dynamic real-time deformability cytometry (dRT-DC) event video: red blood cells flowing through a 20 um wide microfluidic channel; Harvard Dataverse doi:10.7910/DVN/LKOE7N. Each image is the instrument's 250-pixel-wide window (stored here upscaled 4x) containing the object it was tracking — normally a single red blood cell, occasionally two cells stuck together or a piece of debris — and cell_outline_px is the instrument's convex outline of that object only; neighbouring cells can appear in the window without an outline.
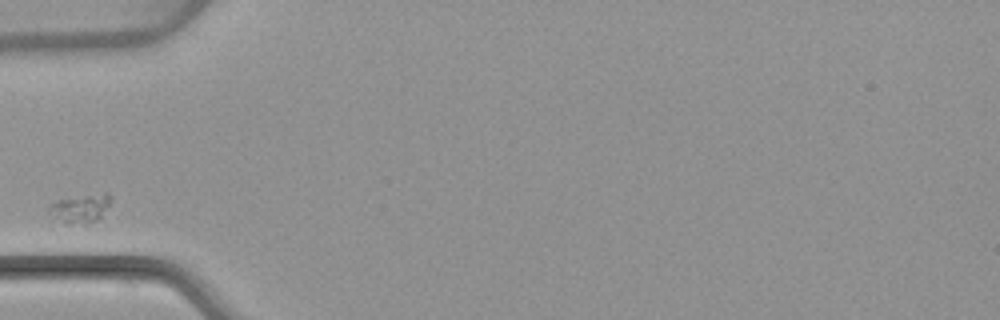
{"species": "common noctule bat (a hibernating species)", "species_latin": "Nyctalus noctula", "temperature_condition": "warm", "stored_images_in_passage": 1, "camera_frame_rate_fps": 3000, "um_per_image_px": 0.085, "animal": {"sex": "female", "body_mass_g": 22.7, "forearm_length_mm": 54.2}, "frame": {"image": 1, "passage_image": 1, "time_ms": 0.0, "image_size_px": [1000, 320], "cell_outline_px": [[112, 200], [100, 220], [68, 224], [60, 224], [48, 208], [56, 200], [104, 192], [108, 192], [112, 196]], "centroid_in_image_um": [6.89, 17.7], "position_along_channel_um": 78.1, "area_um2": 10.29}}